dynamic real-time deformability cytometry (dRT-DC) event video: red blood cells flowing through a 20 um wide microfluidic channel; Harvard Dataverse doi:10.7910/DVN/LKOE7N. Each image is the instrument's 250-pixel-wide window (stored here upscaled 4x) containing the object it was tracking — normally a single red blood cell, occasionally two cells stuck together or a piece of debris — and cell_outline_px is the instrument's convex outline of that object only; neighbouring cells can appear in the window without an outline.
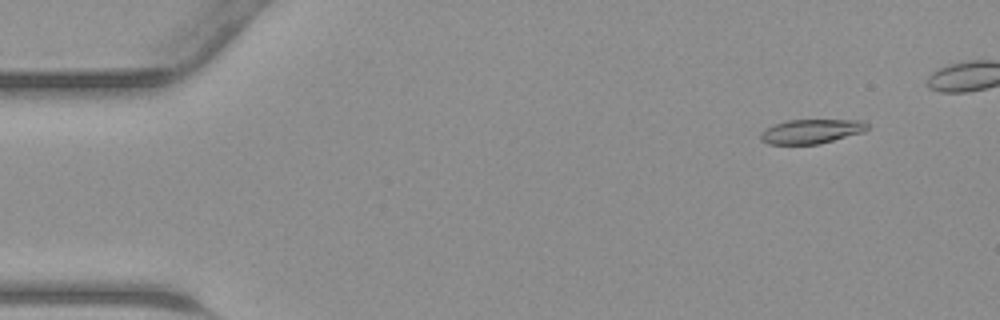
{"species": "common noctule bat (a hibernating species)", "species_latin": "Nyctalus noctula", "temperature_condition": "warm", "stored_images_in_passage": 39, "camera_frame_rate_fps": 3000, "um_per_image_px": 0.085, "animal": {"sex": "male", "body_mass_g": 23.1, "forearm_length_mm": 52.7}, "frame": {"image": 1, "passage_image": 4, "time_ms": 1.0, "image_size_px": [1000, 320], "cell_outline_px": [[868, 128], [864, 132], [820, 144], [768, 144], [760, 140], [760, 132], [764, 128], [788, 120], [864, 120], [868, 124]], "centroid_in_image_um": [68.96, 11.17], "position_along_channel_um": 16.0, "area_um2": 15.26}}
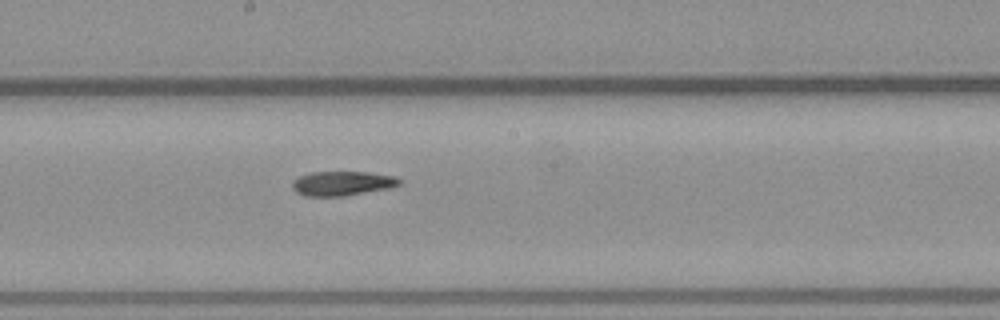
{"frame": {"image": 2, "passage_image": 24, "time_ms": 7.667, "image_size_px": [1000, 320], "cell_outline_px": [[404, 180], [400, 184], [388, 188], [344, 196], [304, 196], [296, 192], [292, 188], [292, 180], [300, 176], [312, 172], [368, 172], [396, 176]], "centroid_in_image_um": [29.1, 15.58], "position_along_channel_um": 219.1, "area_um2": 15.32}}
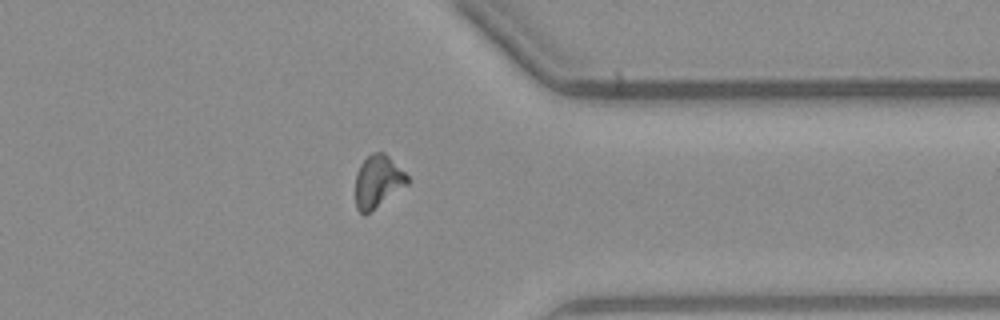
{"frame": {"image": 3, "passage_image": 35, "time_ms": 11.333, "image_size_px": [1000, 320], "cell_outline_px": [[412, 180], [408, 184], [364, 216], [356, 208], [356, 172], [360, 164], [372, 152], [384, 152]], "centroid_in_image_um": [32.11, 15.42], "position_along_channel_um": 379.3, "area_um2": 15.78}}